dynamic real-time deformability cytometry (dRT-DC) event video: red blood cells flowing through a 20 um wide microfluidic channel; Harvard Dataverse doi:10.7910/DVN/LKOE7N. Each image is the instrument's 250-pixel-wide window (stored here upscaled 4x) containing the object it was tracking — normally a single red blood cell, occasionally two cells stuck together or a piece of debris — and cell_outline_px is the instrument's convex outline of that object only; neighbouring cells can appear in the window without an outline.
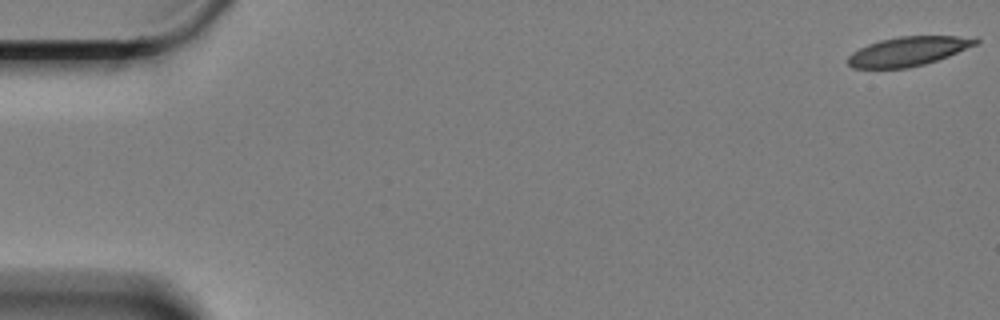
{"species": "Egyptian fruit bat (a non-hibernating species)", "species_latin": "Rousettus aegyptiacus", "temperature_condition": "cold", "stored_images_in_passage": 11, "camera_frame_rate_fps": 3000, "um_per_image_px": 0.085, "animal": {"sex": "female"}, "frame": {"image": 1, "passage_image": 1, "time_ms": 0.0, "image_size_px": [1000, 320], "cell_outline_px": [[980, 44], [948, 56], [924, 64], [908, 68], [852, 68], [848, 64], [848, 56], [852, 52], [868, 44], [880, 40], [900, 36], [976, 36], [980, 40]], "centroid_in_image_um": [77.26, 4.35], "position_along_channel_um": 7.7, "area_um2": 21.91}}